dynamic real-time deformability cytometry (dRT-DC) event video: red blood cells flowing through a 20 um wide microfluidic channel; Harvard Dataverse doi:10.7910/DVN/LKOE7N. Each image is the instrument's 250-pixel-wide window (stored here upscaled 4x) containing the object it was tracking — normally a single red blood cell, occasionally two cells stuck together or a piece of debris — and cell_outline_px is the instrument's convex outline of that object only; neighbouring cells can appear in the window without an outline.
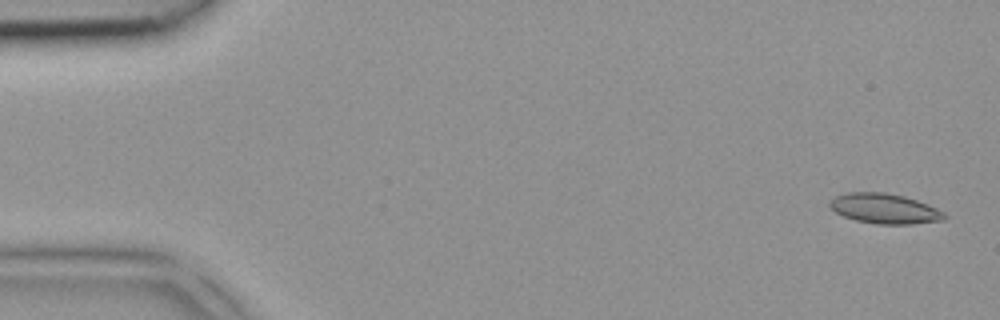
{"species": "common noctule bat (a hibernating species)", "species_latin": "Nyctalus noctula", "temperature_condition": "room temperature", "stored_images_in_passage": 3, "camera_frame_rate_fps": 3000, "um_per_image_px": 0.085, "animal": {"sex": "female", "body_mass_g": 18.4}, "frame": {"image": 1, "passage_image": 3, "time_ms": 0.667, "image_size_px": [1000, 320], "cell_outline_px": [[948, 216], [944, 220], [912, 224], [876, 224], [856, 220], [844, 216], [836, 212], [828, 204], [836, 196], [848, 192], [884, 192], [904, 196], [928, 204], [944, 212]], "centroid_in_image_um": [75.22, 17.73], "position_along_channel_um": 9.8, "area_um2": 20.0}}